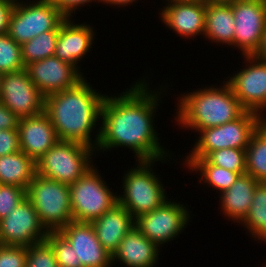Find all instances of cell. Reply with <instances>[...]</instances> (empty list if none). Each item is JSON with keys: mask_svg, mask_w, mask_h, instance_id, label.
Here are the masks:
<instances>
[{"mask_svg": "<svg viewBox=\"0 0 266 267\" xmlns=\"http://www.w3.org/2000/svg\"><path fill=\"white\" fill-rule=\"evenodd\" d=\"M265 119L252 111H246L232 122L199 131L191 140V149L179 158H205L210 152L224 148L246 149L252 134ZM195 140V141H194ZM193 141V143H192ZM186 154V156L184 155Z\"/></svg>", "mask_w": 266, "mask_h": 267, "instance_id": "cell-7", "label": "cell"}, {"mask_svg": "<svg viewBox=\"0 0 266 267\" xmlns=\"http://www.w3.org/2000/svg\"><path fill=\"white\" fill-rule=\"evenodd\" d=\"M141 0H101V7L102 6H105L106 8L109 6V8H115L117 9L118 8V11L119 9H126V11L128 10L129 7L132 6L133 8V5L136 7V3L140 4Z\"/></svg>", "mask_w": 266, "mask_h": 267, "instance_id": "cell-39", "label": "cell"}, {"mask_svg": "<svg viewBox=\"0 0 266 267\" xmlns=\"http://www.w3.org/2000/svg\"><path fill=\"white\" fill-rule=\"evenodd\" d=\"M87 78L73 88L46 96L44 112L61 141L81 143L96 150L102 105L108 92L95 88Z\"/></svg>", "mask_w": 266, "mask_h": 267, "instance_id": "cell-2", "label": "cell"}, {"mask_svg": "<svg viewBox=\"0 0 266 267\" xmlns=\"http://www.w3.org/2000/svg\"><path fill=\"white\" fill-rule=\"evenodd\" d=\"M172 197L153 211L135 218V227L162 250L185 234L196 216L192 214L193 208H189L187 202L182 203L177 197L176 200Z\"/></svg>", "mask_w": 266, "mask_h": 267, "instance_id": "cell-9", "label": "cell"}, {"mask_svg": "<svg viewBox=\"0 0 266 267\" xmlns=\"http://www.w3.org/2000/svg\"><path fill=\"white\" fill-rule=\"evenodd\" d=\"M59 232L74 249L76 267H113L112 255L101 245L92 223L72 221Z\"/></svg>", "mask_w": 266, "mask_h": 267, "instance_id": "cell-18", "label": "cell"}, {"mask_svg": "<svg viewBox=\"0 0 266 267\" xmlns=\"http://www.w3.org/2000/svg\"><path fill=\"white\" fill-rule=\"evenodd\" d=\"M15 3L0 0V35L8 31L9 19Z\"/></svg>", "mask_w": 266, "mask_h": 267, "instance_id": "cell-38", "label": "cell"}, {"mask_svg": "<svg viewBox=\"0 0 266 267\" xmlns=\"http://www.w3.org/2000/svg\"><path fill=\"white\" fill-rule=\"evenodd\" d=\"M18 133L21 151L35 162L60 140L45 112L21 118Z\"/></svg>", "mask_w": 266, "mask_h": 267, "instance_id": "cell-20", "label": "cell"}, {"mask_svg": "<svg viewBox=\"0 0 266 267\" xmlns=\"http://www.w3.org/2000/svg\"><path fill=\"white\" fill-rule=\"evenodd\" d=\"M51 2L67 19L76 18L75 14H81L83 8L89 10L92 4L95 6L96 3L95 7L101 4V0H51Z\"/></svg>", "mask_w": 266, "mask_h": 267, "instance_id": "cell-35", "label": "cell"}, {"mask_svg": "<svg viewBox=\"0 0 266 267\" xmlns=\"http://www.w3.org/2000/svg\"><path fill=\"white\" fill-rule=\"evenodd\" d=\"M175 158V159H174ZM178 157H167L164 159L150 160V161H133V164L128 166L127 170L119 176L118 180L121 182L120 188L116 186L119 192L118 203L122 205L134 218L151 212L160 207L171 196L168 191V182L163 181L157 167L162 164H178ZM176 161V162H175ZM173 162V163H172ZM177 164V165H176ZM133 165V166H132ZM121 178V179H120ZM166 183V185L164 184Z\"/></svg>", "mask_w": 266, "mask_h": 267, "instance_id": "cell-4", "label": "cell"}, {"mask_svg": "<svg viewBox=\"0 0 266 267\" xmlns=\"http://www.w3.org/2000/svg\"><path fill=\"white\" fill-rule=\"evenodd\" d=\"M261 184L264 186V188L266 189V179L265 180H263L262 182H261Z\"/></svg>", "mask_w": 266, "mask_h": 267, "instance_id": "cell-43", "label": "cell"}, {"mask_svg": "<svg viewBox=\"0 0 266 267\" xmlns=\"http://www.w3.org/2000/svg\"><path fill=\"white\" fill-rule=\"evenodd\" d=\"M47 235L36 209L27 197L0 220V244L3 245L28 247L45 241Z\"/></svg>", "mask_w": 266, "mask_h": 267, "instance_id": "cell-16", "label": "cell"}, {"mask_svg": "<svg viewBox=\"0 0 266 267\" xmlns=\"http://www.w3.org/2000/svg\"><path fill=\"white\" fill-rule=\"evenodd\" d=\"M135 226L124 236L112 255L113 267H159L164 253ZM161 256V257H160Z\"/></svg>", "mask_w": 266, "mask_h": 267, "instance_id": "cell-19", "label": "cell"}, {"mask_svg": "<svg viewBox=\"0 0 266 267\" xmlns=\"http://www.w3.org/2000/svg\"><path fill=\"white\" fill-rule=\"evenodd\" d=\"M96 150L81 143L59 140L36 161V173L65 184H73L97 162Z\"/></svg>", "mask_w": 266, "mask_h": 267, "instance_id": "cell-6", "label": "cell"}, {"mask_svg": "<svg viewBox=\"0 0 266 267\" xmlns=\"http://www.w3.org/2000/svg\"><path fill=\"white\" fill-rule=\"evenodd\" d=\"M254 56L260 59L261 61L266 62V28L259 50Z\"/></svg>", "mask_w": 266, "mask_h": 267, "instance_id": "cell-40", "label": "cell"}, {"mask_svg": "<svg viewBox=\"0 0 266 267\" xmlns=\"http://www.w3.org/2000/svg\"><path fill=\"white\" fill-rule=\"evenodd\" d=\"M230 4L236 25L233 50L241 56L255 55L266 28V0H233Z\"/></svg>", "mask_w": 266, "mask_h": 267, "instance_id": "cell-12", "label": "cell"}, {"mask_svg": "<svg viewBox=\"0 0 266 267\" xmlns=\"http://www.w3.org/2000/svg\"><path fill=\"white\" fill-rule=\"evenodd\" d=\"M2 76H3V73L0 72V88H1Z\"/></svg>", "mask_w": 266, "mask_h": 267, "instance_id": "cell-44", "label": "cell"}, {"mask_svg": "<svg viewBox=\"0 0 266 267\" xmlns=\"http://www.w3.org/2000/svg\"><path fill=\"white\" fill-rule=\"evenodd\" d=\"M235 27L234 8L231 4H206L204 42L216 44L218 48L221 46V51L225 47L233 50Z\"/></svg>", "mask_w": 266, "mask_h": 267, "instance_id": "cell-23", "label": "cell"}, {"mask_svg": "<svg viewBox=\"0 0 266 267\" xmlns=\"http://www.w3.org/2000/svg\"><path fill=\"white\" fill-rule=\"evenodd\" d=\"M239 57L242 59V66L222 79L230 85L247 111L260 114L266 119V62L254 55Z\"/></svg>", "mask_w": 266, "mask_h": 267, "instance_id": "cell-11", "label": "cell"}, {"mask_svg": "<svg viewBox=\"0 0 266 267\" xmlns=\"http://www.w3.org/2000/svg\"><path fill=\"white\" fill-rule=\"evenodd\" d=\"M36 174V162L21 150L0 157V184L27 189Z\"/></svg>", "mask_w": 266, "mask_h": 267, "instance_id": "cell-25", "label": "cell"}, {"mask_svg": "<svg viewBox=\"0 0 266 267\" xmlns=\"http://www.w3.org/2000/svg\"><path fill=\"white\" fill-rule=\"evenodd\" d=\"M101 245L111 254L135 226V218L119 203L91 222Z\"/></svg>", "mask_w": 266, "mask_h": 267, "instance_id": "cell-22", "label": "cell"}, {"mask_svg": "<svg viewBox=\"0 0 266 267\" xmlns=\"http://www.w3.org/2000/svg\"><path fill=\"white\" fill-rule=\"evenodd\" d=\"M259 184L256 179L248 174L240 175L228 190L217 195L218 198L214 196L215 200L218 199L219 202L217 205L220 213L217 214L228 220L227 223L232 222L230 224L239 225L248 214L255 188Z\"/></svg>", "mask_w": 266, "mask_h": 267, "instance_id": "cell-21", "label": "cell"}, {"mask_svg": "<svg viewBox=\"0 0 266 267\" xmlns=\"http://www.w3.org/2000/svg\"><path fill=\"white\" fill-rule=\"evenodd\" d=\"M20 118L0 102V130L18 129Z\"/></svg>", "mask_w": 266, "mask_h": 267, "instance_id": "cell-37", "label": "cell"}, {"mask_svg": "<svg viewBox=\"0 0 266 267\" xmlns=\"http://www.w3.org/2000/svg\"><path fill=\"white\" fill-rule=\"evenodd\" d=\"M99 167L100 165L95 163L77 181L69 185L72 218L75 222L91 223L118 203V189L109 184L105 172L98 169Z\"/></svg>", "mask_w": 266, "mask_h": 267, "instance_id": "cell-5", "label": "cell"}, {"mask_svg": "<svg viewBox=\"0 0 266 267\" xmlns=\"http://www.w3.org/2000/svg\"><path fill=\"white\" fill-rule=\"evenodd\" d=\"M259 266L260 267H266V262L265 263L263 262L262 265L260 264Z\"/></svg>", "mask_w": 266, "mask_h": 267, "instance_id": "cell-45", "label": "cell"}, {"mask_svg": "<svg viewBox=\"0 0 266 267\" xmlns=\"http://www.w3.org/2000/svg\"><path fill=\"white\" fill-rule=\"evenodd\" d=\"M79 19V20H78ZM66 19L60 26L56 42L55 57L75 66L84 76L87 73L82 69L85 59L91 56L93 46L99 38L98 30L90 21H80V18ZM88 22V23H87ZM97 34V35H96ZM95 44V45H94ZM89 54V55H88ZM85 58V59H84ZM82 69V70H81ZM84 71V72H83Z\"/></svg>", "mask_w": 266, "mask_h": 267, "instance_id": "cell-14", "label": "cell"}, {"mask_svg": "<svg viewBox=\"0 0 266 267\" xmlns=\"http://www.w3.org/2000/svg\"><path fill=\"white\" fill-rule=\"evenodd\" d=\"M205 159L212 165L246 174V149L224 148L210 152Z\"/></svg>", "mask_w": 266, "mask_h": 267, "instance_id": "cell-29", "label": "cell"}, {"mask_svg": "<svg viewBox=\"0 0 266 267\" xmlns=\"http://www.w3.org/2000/svg\"><path fill=\"white\" fill-rule=\"evenodd\" d=\"M163 4V5H162ZM158 9V22L179 39L204 37L206 3L202 0H165ZM165 25V26H164ZM187 39V40H186Z\"/></svg>", "mask_w": 266, "mask_h": 267, "instance_id": "cell-13", "label": "cell"}, {"mask_svg": "<svg viewBox=\"0 0 266 267\" xmlns=\"http://www.w3.org/2000/svg\"><path fill=\"white\" fill-rule=\"evenodd\" d=\"M206 4H230L233 0H202Z\"/></svg>", "mask_w": 266, "mask_h": 267, "instance_id": "cell-41", "label": "cell"}, {"mask_svg": "<svg viewBox=\"0 0 266 267\" xmlns=\"http://www.w3.org/2000/svg\"><path fill=\"white\" fill-rule=\"evenodd\" d=\"M4 1H11V2H13V3H18V2H21V1H23V0H4Z\"/></svg>", "mask_w": 266, "mask_h": 267, "instance_id": "cell-42", "label": "cell"}, {"mask_svg": "<svg viewBox=\"0 0 266 267\" xmlns=\"http://www.w3.org/2000/svg\"><path fill=\"white\" fill-rule=\"evenodd\" d=\"M27 247L0 244V267H26Z\"/></svg>", "mask_w": 266, "mask_h": 267, "instance_id": "cell-34", "label": "cell"}, {"mask_svg": "<svg viewBox=\"0 0 266 267\" xmlns=\"http://www.w3.org/2000/svg\"><path fill=\"white\" fill-rule=\"evenodd\" d=\"M210 85L203 83L200 88L186 89L175 98V111L171 119L176 129L196 135L205 128L217 127L241 117L247 110L234 95L225 80ZM176 94V95H175ZM175 96V97H174ZM174 120V121H173ZM189 130V131H188Z\"/></svg>", "mask_w": 266, "mask_h": 267, "instance_id": "cell-3", "label": "cell"}, {"mask_svg": "<svg viewBox=\"0 0 266 267\" xmlns=\"http://www.w3.org/2000/svg\"><path fill=\"white\" fill-rule=\"evenodd\" d=\"M26 267H57L53 248L46 240L27 247Z\"/></svg>", "mask_w": 266, "mask_h": 267, "instance_id": "cell-32", "label": "cell"}, {"mask_svg": "<svg viewBox=\"0 0 266 267\" xmlns=\"http://www.w3.org/2000/svg\"><path fill=\"white\" fill-rule=\"evenodd\" d=\"M246 174L259 183L266 179V120L254 131L246 148Z\"/></svg>", "mask_w": 266, "mask_h": 267, "instance_id": "cell-27", "label": "cell"}, {"mask_svg": "<svg viewBox=\"0 0 266 267\" xmlns=\"http://www.w3.org/2000/svg\"><path fill=\"white\" fill-rule=\"evenodd\" d=\"M25 69L44 97L73 88L85 77L75 66L55 56L33 62Z\"/></svg>", "mask_w": 266, "mask_h": 267, "instance_id": "cell-17", "label": "cell"}, {"mask_svg": "<svg viewBox=\"0 0 266 267\" xmlns=\"http://www.w3.org/2000/svg\"><path fill=\"white\" fill-rule=\"evenodd\" d=\"M45 240L53 248L57 266L76 267V255L74 249L60 232H48Z\"/></svg>", "mask_w": 266, "mask_h": 267, "instance_id": "cell-31", "label": "cell"}, {"mask_svg": "<svg viewBox=\"0 0 266 267\" xmlns=\"http://www.w3.org/2000/svg\"><path fill=\"white\" fill-rule=\"evenodd\" d=\"M18 129L0 130V157L20 151Z\"/></svg>", "mask_w": 266, "mask_h": 267, "instance_id": "cell-36", "label": "cell"}, {"mask_svg": "<svg viewBox=\"0 0 266 267\" xmlns=\"http://www.w3.org/2000/svg\"><path fill=\"white\" fill-rule=\"evenodd\" d=\"M66 19L51 0H23L14 5L7 34L22 45L43 32L59 30Z\"/></svg>", "mask_w": 266, "mask_h": 267, "instance_id": "cell-10", "label": "cell"}, {"mask_svg": "<svg viewBox=\"0 0 266 267\" xmlns=\"http://www.w3.org/2000/svg\"><path fill=\"white\" fill-rule=\"evenodd\" d=\"M26 197L32 202L47 232H59L73 221L68 184L36 173L26 189Z\"/></svg>", "mask_w": 266, "mask_h": 267, "instance_id": "cell-8", "label": "cell"}, {"mask_svg": "<svg viewBox=\"0 0 266 267\" xmlns=\"http://www.w3.org/2000/svg\"><path fill=\"white\" fill-rule=\"evenodd\" d=\"M21 45L7 33L0 35V72L10 73L23 70Z\"/></svg>", "mask_w": 266, "mask_h": 267, "instance_id": "cell-30", "label": "cell"}, {"mask_svg": "<svg viewBox=\"0 0 266 267\" xmlns=\"http://www.w3.org/2000/svg\"><path fill=\"white\" fill-rule=\"evenodd\" d=\"M239 224L236 227L244 228L252 243L266 244V189L261 183L255 188L248 214Z\"/></svg>", "mask_w": 266, "mask_h": 267, "instance_id": "cell-26", "label": "cell"}, {"mask_svg": "<svg viewBox=\"0 0 266 267\" xmlns=\"http://www.w3.org/2000/svg\"><path fill=\"white\" fill-rule=\"evenodd\" d=\"M178 162L181 164L180 169L184 167V172L188 170L189 174L196 175L198 184H202L204 190L206 186L214 191L215 196L228 190L240 176L237 172L210 164L205 158H181Z\"/></svg>", "mask_w": 266, "mask_h": 267, "instance_id": "cell-24", "label": "cell"}, {"mask_svg": "<svg viewBox=\"0 0 266 267\" xmlns=\"http://www.w3.org/2000/svg\"><path fill=\"white\" fill-rule=\"evenodd\" d=\"M58 35L59 30L47 31L23 43L21 53L24 66L54 56Z\"/></svg>", "mask_w": 266, "mask_h": 267, "instance_id": "cell-28", "label": "cell"}, {"mask_svg": "<svg viewBox=\"0 0 266 267\" xmlns=\"http://www.w3.org/2000/svg\"><path fill=\"white\" fill-rule=\"evenodd\" d=\"M26 198V189L15 185L0 184V220L6 217Z\"/></svg>", "mask_w": 266, "mask_h": 267, "instance_id": "cell-33", "label": "cell"}, {"mask_svg": "<svg viewBox=\"0 0 266 267\" xmlns=\"http://www.w3.org/2000/svg\"><path fill=\"white\" fill-rule=\"evenodd\" d=\"M0 102L21 119L43 113L45 97L30 80L24 68L3 74Z\"/></svg>", "mask_w": 266, "mask_h": 267, "instance_id": "cell-15", "label": "cell"}, {"mask_svg": "<svg viewBox=\"0 0 266 267\" xmlns=\"http://www.w3.org/2000/svg\"><path fill=\"white\" fill-rule=\"evenodd\" d=\"M149 70L150 75L146 69L142 76H138L136 81H132L121 92L115 90L106 95L101 111L100 139L96 148L98 159L104 154L107 157L108 151L111 153L120 149L122 152L127 149L133 154L131 157L134 156L135 161L179 157L175 151L172 152L163 145V136L157 129V118L162 116L158 111L161 110L162 103H165L163 100H167L165 97H169L174 81L164 79L165 83L161 80V84L159 82L155 86V79L152 80L154 73L151 72L153 69Z\"/></svg>", "mask_w": 266, "mask_h": 267, "instance_id": "cell-1", "label": "cell"}]
</instances>
